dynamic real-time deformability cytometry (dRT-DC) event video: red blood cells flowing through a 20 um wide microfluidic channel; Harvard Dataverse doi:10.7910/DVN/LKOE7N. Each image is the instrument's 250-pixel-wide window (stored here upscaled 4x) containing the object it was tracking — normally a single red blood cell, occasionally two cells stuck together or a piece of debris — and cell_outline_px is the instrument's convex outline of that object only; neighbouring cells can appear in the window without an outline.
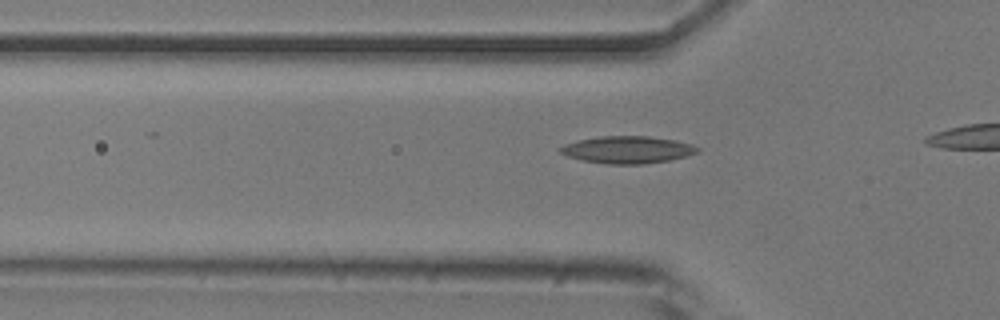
{"species": "common noctule bat (a hibernating species)", "species_latin": "Nyctalus noctula", "temperature_condition": "room temperature", "stored_images_in_passage": 8, "camera_frame_rate_fps": 3000, "um_per_image_px": 0.085, "animal": {"sex": "male", "body_mass_g": 20.5, "forearm_length_mm": 52.5}, "frame": {"image": 1, "passage_image": 2, "time_ms": 0.333, "image_size_px": [1000, 320], "cell_outline_px": [[700, 152], [688, 156], [668, 160], [644, 164], [608, 164], [584, 160], [568, 156], [560, 152], [556, 148], [564, 144], [576, 140], [600, 136], [648, 136], [676, 140], [692, 144], [700, 148]], "centroid_in_image_um": [53.35, 12.72], "position_along_channel_um": 72.4, "area_um2": 21.91}}
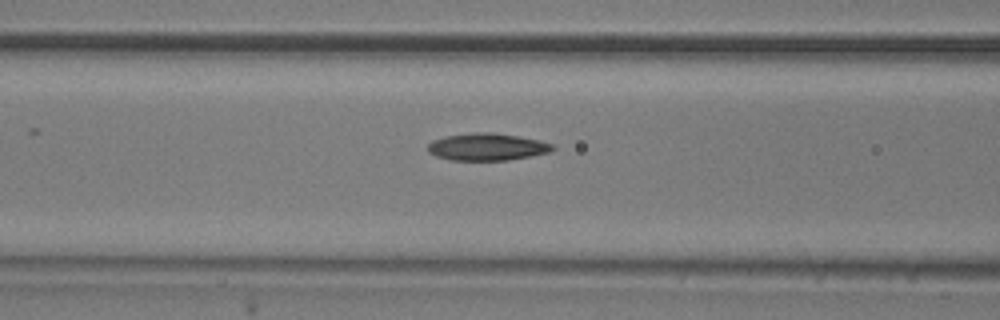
{"frame": {"image": 2, "passage_image": 6, "time_ms": 1.667, "image_size_px": [1000, 320], "cell_outline_px": [[556, 148], [548, 152], [508, 160], [448, 160], [436, 156], [428, 152], [428, 144], [432, 140], [444, 136], [472, 132], [492, 132], [540, 140], [556, 144]], "centroid_in_image_um": [41.38, 12.47], "position_along_channel_um": 125.2, "area_um2": 19.88}}